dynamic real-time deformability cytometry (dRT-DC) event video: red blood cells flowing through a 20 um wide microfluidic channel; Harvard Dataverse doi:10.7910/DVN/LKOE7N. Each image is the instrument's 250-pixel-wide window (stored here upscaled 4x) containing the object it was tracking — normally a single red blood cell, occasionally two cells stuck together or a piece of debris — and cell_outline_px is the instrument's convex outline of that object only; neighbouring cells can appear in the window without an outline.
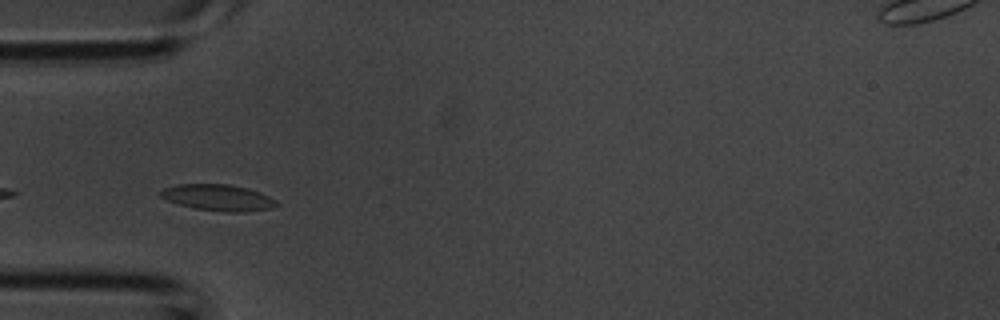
{"species": "common noctule bat (a hibernating species)", "species_latin": "Nyctalus noctula", "temperature_condition": "room temperature", "stored_images_in_passage": 2, "camera_frame_rate_fps": 3000, "um_per_image_px": 0.085, "animal": {"sex": "male", "body_mass_g": 20.1, "forearm_length_mm": 53.5}, "frame": {"image": 1, "passage_image": 2, "time_ms": 0.333, "image_size_px": [1000, 320], "cell_outline_px": [[280, 204], [272, 208], [244, 212], [224, 212], [192, 208], [168, 200], [160, 196], [160, 192], [164, 188], [176, 184], [228, 184], [248, 188], [260, 192], [276, 200]], "centroid_in_image_um": [18.57, 16.8], "position_along_channel_um": 66.4, "area_um2": 17.8}}